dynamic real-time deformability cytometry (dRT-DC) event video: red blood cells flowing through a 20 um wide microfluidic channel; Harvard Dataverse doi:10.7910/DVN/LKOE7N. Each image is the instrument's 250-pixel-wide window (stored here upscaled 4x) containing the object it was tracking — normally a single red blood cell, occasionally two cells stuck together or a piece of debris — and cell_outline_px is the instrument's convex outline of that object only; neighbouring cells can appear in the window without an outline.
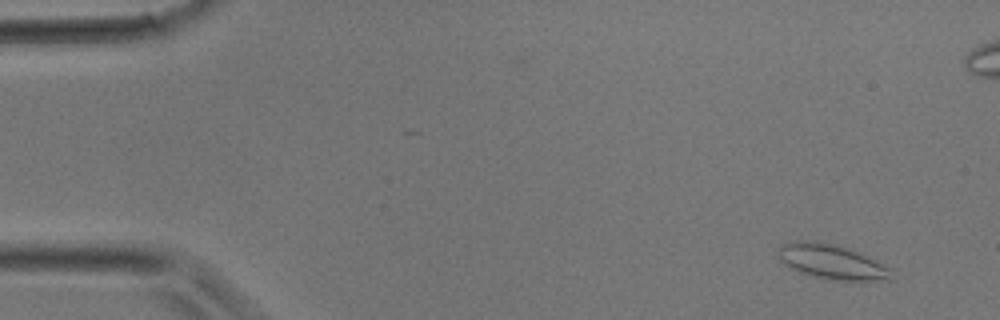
{"species": "common noctule bat (a hibernating species)", "species_latin": "Nyctalus noctula", "temperature_condition": "room temperature", "stored_images_in_passage": 35, "camera_frame_rate_fps": 3000, "um_per_image_px": 0.085, "animal": {"sex": "male", "body_mass_g": 17.9}, "frame": {"image": 1, "passage_image": 2, "time_ms": 0.333, "image_size_px": [1000, 320], "cell_outline_px": [[892, 268], [888, 280], [832, 280], [812, 276], [796, 272], [784, 264], [780, 260], [776, 252], [776, 248], [780, 244], [796, 240], [804, 240], [836, 244], [872, 256]], "centroid_in_image_um": [70.66, 22.23], "position_along_channel_um": 14.3, "area_um2": 23.47}}
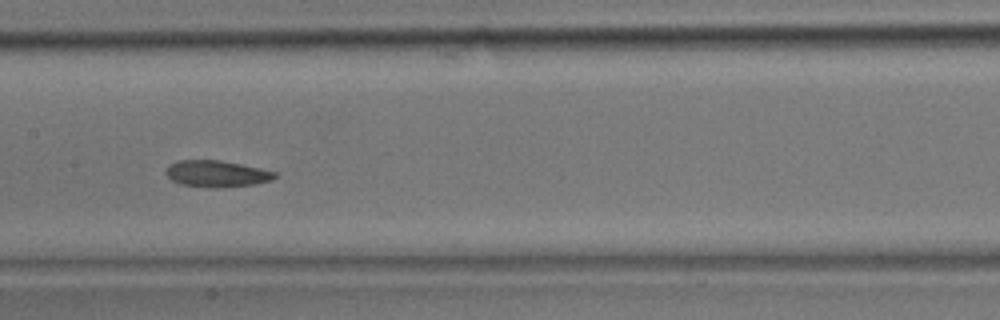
{"frame": {"image": 2, "passage_image": 17, "time_ms": 5.333, "image_size_px": [1000, 320], "cell_outline_px": [[276, 176], [272, 180], [256, 184], [180, 184], [172, 180], [164, 172], [168, 164], [176, 160], [216, 160], [240, 164], [260, 168], [276, 172]], "centroid_in_image_um": [18.38, 14.69], "position_along_channel_um": 189.0, "area_um2": 15.72}}
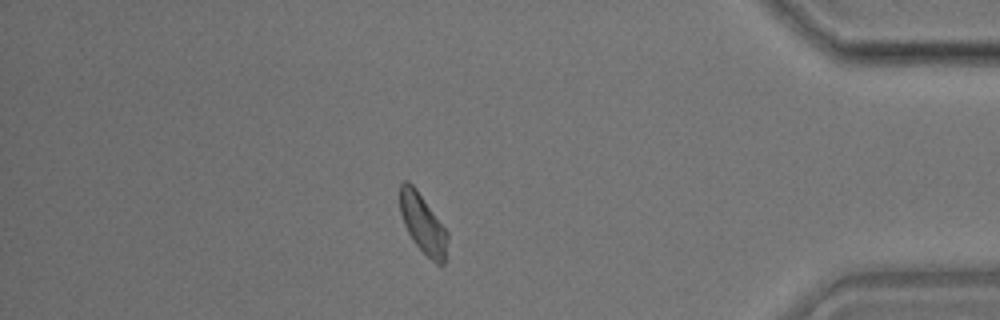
{"frame": {"image": 3, "passage_image": 30, "time_ms": 9.667, "image_size_px": [1000, 320], "cell_outline_px": [[448, 260], [444, 264], [436, 264], [412, 240], [404, 224], [400, 212], [400, 184], [404, 180], [408, 180], [416, 188], [448, 232]], "centroid_in_image_um": [35.98, 19.05], "position_along_channel_um": 399.2, "area_um2": 16.59}}